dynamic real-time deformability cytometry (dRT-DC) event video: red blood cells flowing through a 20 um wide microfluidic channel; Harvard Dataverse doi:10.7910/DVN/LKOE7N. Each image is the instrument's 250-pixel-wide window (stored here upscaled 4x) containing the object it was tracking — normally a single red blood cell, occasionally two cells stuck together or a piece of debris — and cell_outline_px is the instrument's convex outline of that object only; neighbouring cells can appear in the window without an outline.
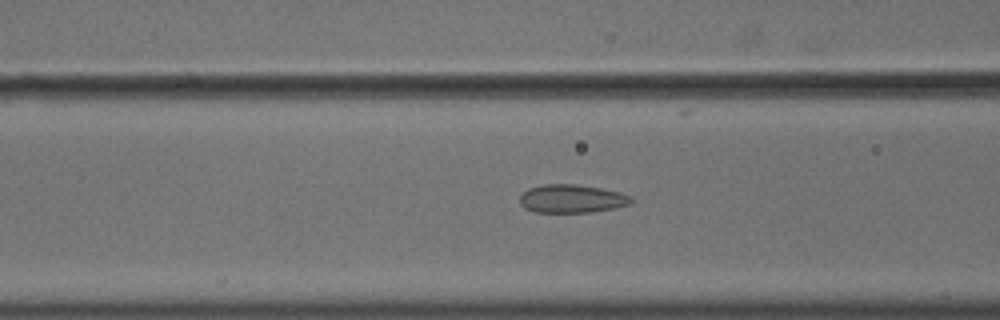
{"species": "common noctule bat (a hibernating species)", "species_latin": "Nyctalus noctula", "temperature_condition": "cold", "stored_images_in_passage": 48, "camera_frame_rate_fps": 3000, "um_per_image_px": 0.085, "animal": {"sex": "male", "body_mass_g": 18.8}, "frame": {"image": 1, "passage_image": 15, "time_ms": 4.667, "image_size_px": [1000, 320], "cell_outline_px": [[632, 204], [616, 208], [592, 212], [536, 212], [524, 208], [520, 204], [520, 196], [528, 188], [544, 184], [576, 184], [600, 188], [620, 192], [632, 196]], "centroid_in_image_um": [48.63, 16.89], "position_along_channel_um": 118.0, "area_um2": 18.5}}
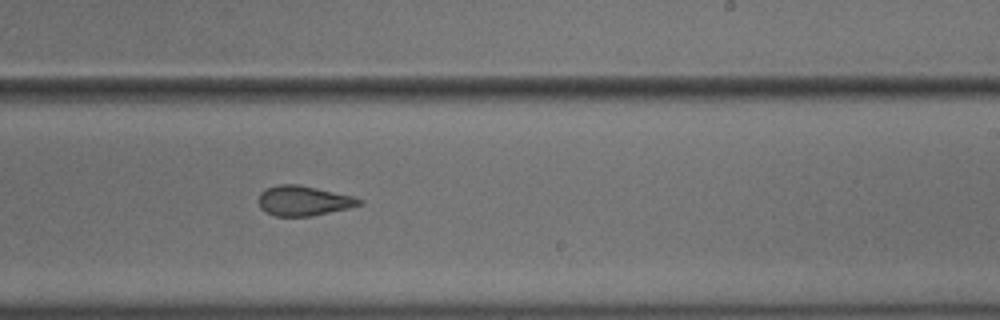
{"frame": {"image": 2, "passage_image": 27, "time_ms": 8.667, "image_size_px": [1000, 320], "cell_outline_px": [[364, 204], [348, 208], [308, 216], [276, 216], [264, 212], [260, 208], [260, 192], [276, 184], [296, 184], [316, 188], [352, 196], [364, 200]], "centroid_in_image_um": [25.8, 17.06], "position_along_channel_um": 263.2, "area_um2": 17.34}}
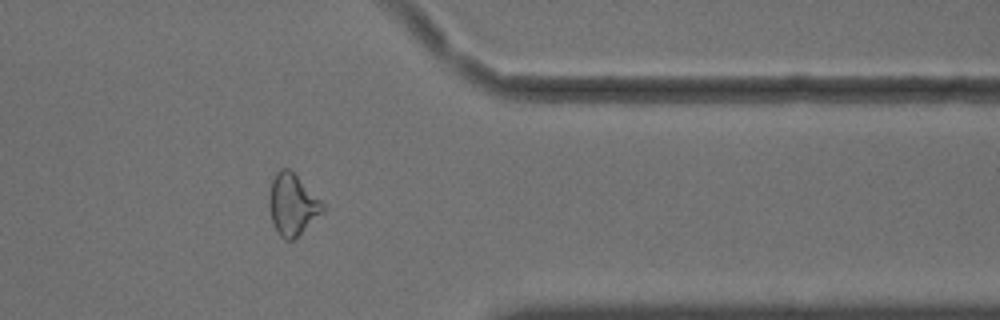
{"frame": {"image": 3, "passage_image": 38, "time_ms": 12.333, "image_size_px": [1000, 320], "cell_outline_px": [[324, 212], [292, 240], [284, 240], [280, 236], [272, 224], [268, 204], [268, 196], [272, 180], [276, 172], [280, 168], [288, 168], [324, 204]], "centroid_in_image_um": [24.81, 17.4], "position_along_channel_um": 386.6, "area_um2": 18.96}, "authors_computed_cell_mechanics": {"area_um2": 18.8139, "velocity_mm_per_s": 3.624, "shape_relaxation_time_tau1_ms": null, "shape_relaxation_time_tau2_ms": 2.1922, "deformation_change_tau1": null, "deformation_change_tau2": 0.0752}}